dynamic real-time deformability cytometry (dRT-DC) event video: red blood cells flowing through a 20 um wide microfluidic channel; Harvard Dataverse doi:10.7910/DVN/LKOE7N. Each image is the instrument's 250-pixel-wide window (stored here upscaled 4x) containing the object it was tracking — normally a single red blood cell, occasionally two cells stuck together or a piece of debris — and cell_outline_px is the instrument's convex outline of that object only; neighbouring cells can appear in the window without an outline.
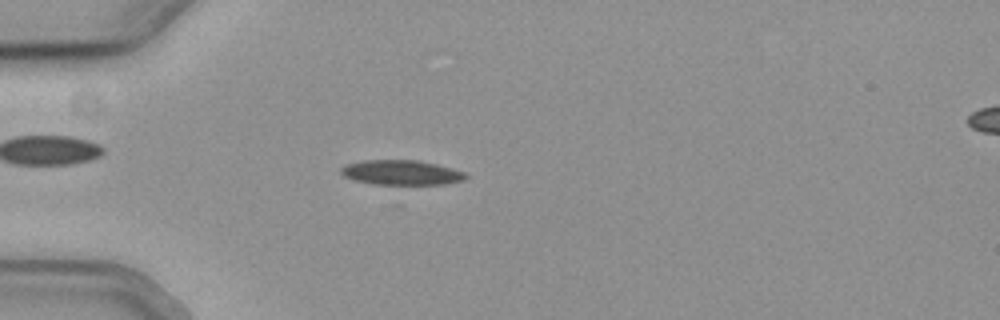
{"species": "common noctule bat (a hibernating species)", "species_latin": "Nyctalus noctula", "temperature_condition": "cold", "stored_images_in_passage": 49, "camera_frame_rate_fps": 3000, "um_per_image_px": 0.085, "animal": {"sex": "female", "body_mass_g": 19.3, "forearm_length_mm": 54.1}, "frame": {"image": 1, "passage_image": 9, "time_ms": 2.667, "image_size_px": [1000, 320], "cell_outline_px": [[468, 176], [464, 180], [444, 184], [400, 188], [396, 188], [372, 184], [352, 180], [344, 176], [340, 172], [340, 168], [344, 164], [364, 160], [416, 160], [436, 164], [452, 168], [464, 172]], "centroid_in_image_um": [34.09, 14.73], "position_along_channel_um": 50.9, "area_um2": 19.19}}
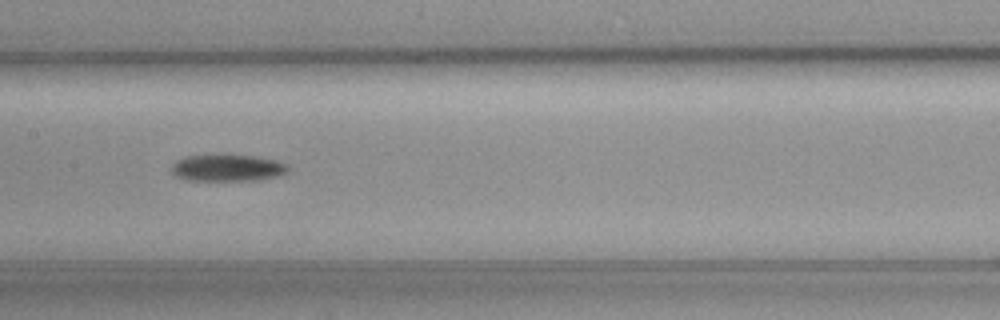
{"frame": {"image": 2, "passage_image": 21, "time_ms": 6.667, "image_size_px": [1000, 320], "cell_outline_px": [[288, 172], [284, 176], [260, 180], [188, 180], [176, 176], [172, 172], [172, 164], [176, 160], [188, 156], [252, 156], [272, 160], [288, 164]], "centroid_in_image_um": [19.39, 14.3], "position_along_channel_um": 188.0, "area_um2": 17.92}}
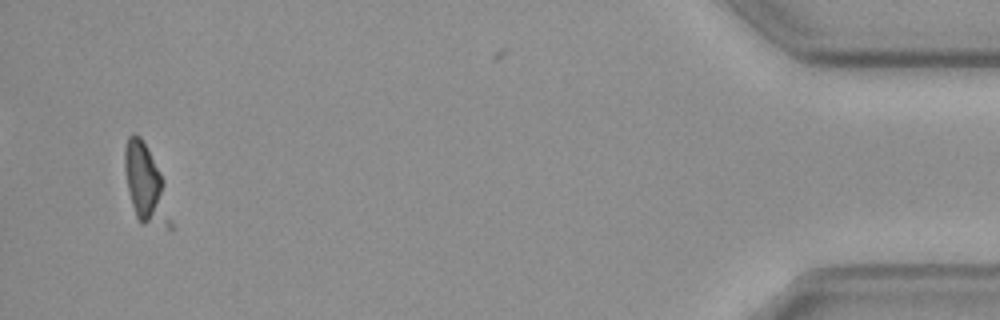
{"frame": {"image": 3, "passage_image": 46, "time_ms": 15.0, "image_size_px": [1000, 320], "cell_outline_px": [[164, 184], [152, 220], [144, 224], [140, 224], [136, 216], [128, 192], [124, 168], [124, 148], [128, 136], [140, 136], [160, 172], [164, 180]], "centroid_in_image_um": [12.07, 15.22], "position_along_channel_um": 423.1, "area_um2": 16.94}, "authors_computed_cell_mechanics": {"area_um2": 18.207, "velocity_mm_per_s": 3.8025, "shape_relaxation_time_tau1_ms": 6.743, "shape_relaxation_time_tau2_ms": null, "deformation_change_tau1": 0.1155, "deformation_change_tau2": null}}